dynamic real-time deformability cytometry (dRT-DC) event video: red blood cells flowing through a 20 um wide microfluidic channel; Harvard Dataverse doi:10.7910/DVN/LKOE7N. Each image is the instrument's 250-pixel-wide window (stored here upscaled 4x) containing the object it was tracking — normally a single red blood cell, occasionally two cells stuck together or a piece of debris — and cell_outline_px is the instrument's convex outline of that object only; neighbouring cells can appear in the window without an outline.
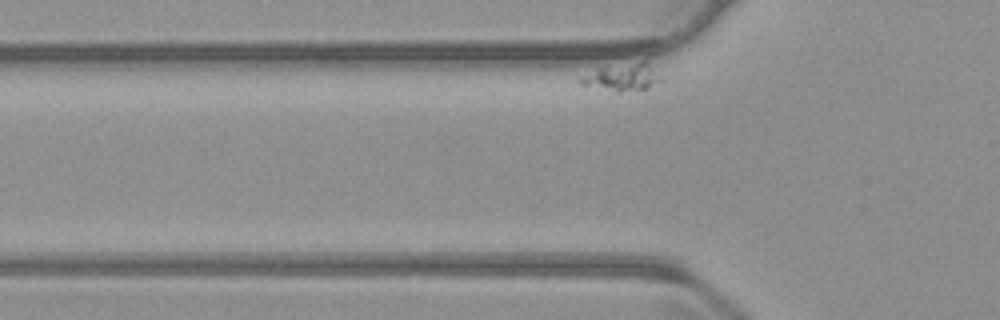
{"species": "common noctule bat (a hibernating species)", "species_latin": "Nyctalus noctula", "temperature_condition": "warm", "stored_images_in_passage": 40, "camera_frame_rate_fps": 3000, "um_per_image_px": 0.085, "animal": {"sex": "male", "body_mass_g": 23.1, "forearm_length_mm": 52.7}, "frame": {"image": 1, "passage_image": 2, "time_ms": 0.333, "image_size_px": [1000, 320], "cell_outline_px": [[660, 80], [648, 88], [620, 92], [616, 92], [580, 84], [580, 80], [600, 68], [644, 60]], "centroid_in_image_um": [52.9, 6.58], "position_along_channel_um": 72.9, "area_um2": 11.91}}
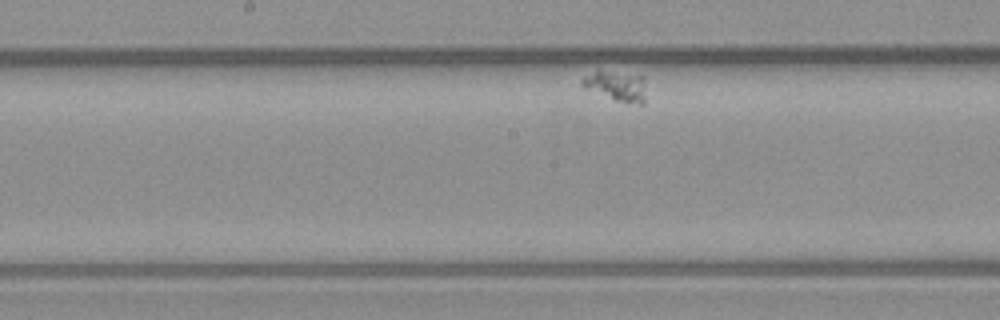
{"frame": {"image": 2, "passage_image": 18, "time_ms": 5.667, "image_size_px": [1000, 320], "cell_outline_px": [[644, 104], [640, 104], [612, 100], [584, 84], [580, 80], [584, 76], [596, 72], [600, 72], [644, 76]], "centroid_in_image_um": [52.47, 7.34], "position_along_channel_um": 195.7, "area_um2": 10.35}}
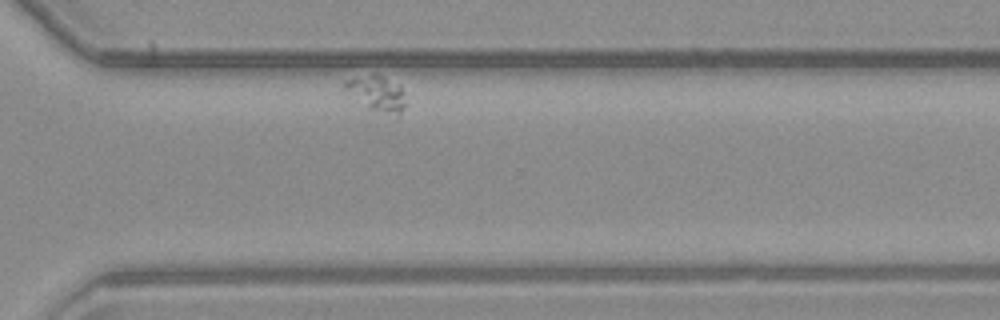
{"frame": {"image": 3, "passage_image": 35, "time_ms": 11.333, "image_size_px": [1000, 320], "cell_outline_px": [[404, 108], [400, 112], [396, 112], [368, 108], [344, 84], [344, 80], [372, 76], [380, 76], [400, 84], [404, 104]], "centroid_in_image_um": [32.08, 7.9], "position_along_channel_um": 338.5, "area_um2": 10.87}}